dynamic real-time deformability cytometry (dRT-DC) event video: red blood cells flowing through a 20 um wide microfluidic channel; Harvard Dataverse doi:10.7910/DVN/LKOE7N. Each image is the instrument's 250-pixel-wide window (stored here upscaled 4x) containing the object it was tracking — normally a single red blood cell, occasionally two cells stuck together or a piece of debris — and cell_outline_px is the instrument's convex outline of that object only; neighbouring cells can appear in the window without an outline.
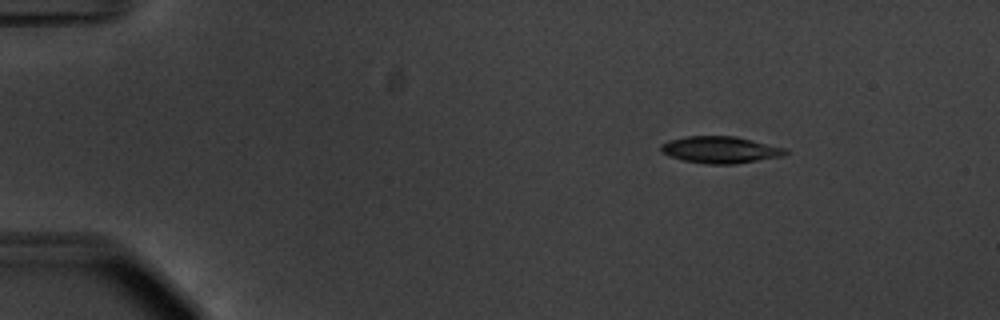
{"species": "common noctule bat (a hibernating species)", "species_latin": "Nyctalus noctula", "temperature_condition": "warm", "stored_images_in_passage": 29, "camera_frame_rate_fps": 3000, "um_per_image_px": 0.085, "animal": {"sex": "male", "body_mass_g": 20.1, "forearm_length_mm": 53.5}, "frame": {"image": 1, "passage_image": 1, "time_ms": 0.0, "image_size_px": [1000, 320], "cell_outline_px": [[788, 152], [784, 156], [736, 164], [704, 164], [680, 160], [668, 156], [660, 148], [660, 144], [672, 140], [688, 136], [736, 136], [788, 148]], "centroid_in_image_um": [61.27, 12.74], "position_along_channel_um": 23.7, "area_um2": 19.65}}
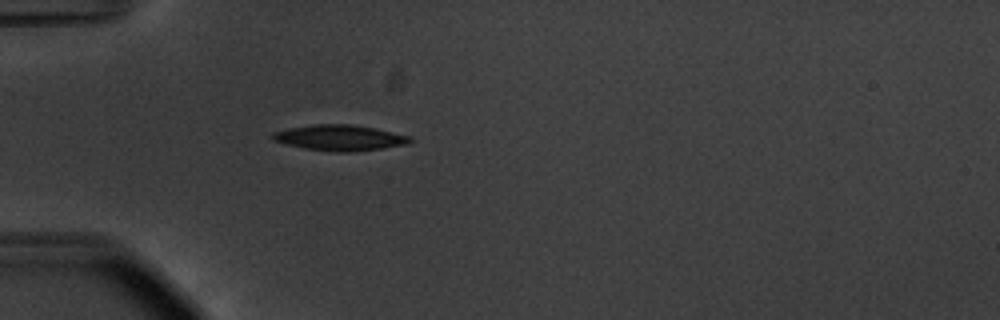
{"frame": {"image": 2, "passage_image": 10, "time_ms": 3.0, "image_size_px": [1000, 320], "cell_outline_px": [[412, 140], [408, 144], [380, 148], [348, 152], [336, 152], [304, 148], [272, 140], [272, 132], [288, 128], [316, 124], [352, 124], [412, 136]], "centroid_in_image_um": [28.87, 11.7], "position_along_channel_um": 56.1, "area_um2": 20.35}}
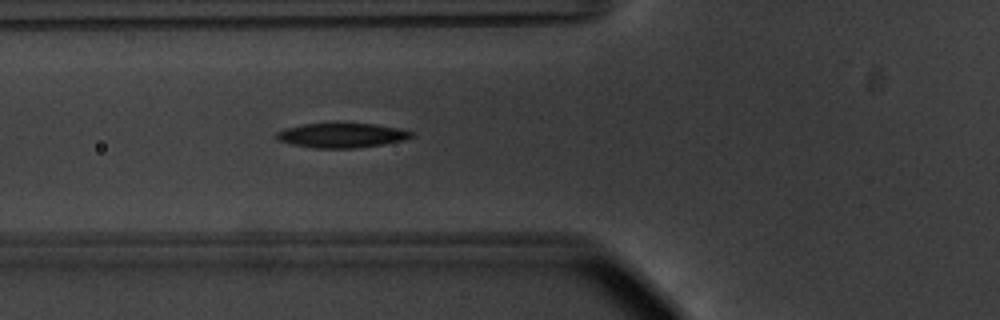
{"frame": {"image": 3, "passage_image": 14, "time_ms": 4.333, "image_size_px": [1000, 320], "cell_outline_px": [[412, 136], [404, 140], [356, 148], [316, 148], [292, 144], [276, 140], [276, 132], [284, 128], [304, 124], [336, 120], [372, 124], [400, 128], [412, 132]], "centroid_in_image_um": [28.98, 11.45], "position_along_channel_um": 96.8, "area_um2": 20.0}}